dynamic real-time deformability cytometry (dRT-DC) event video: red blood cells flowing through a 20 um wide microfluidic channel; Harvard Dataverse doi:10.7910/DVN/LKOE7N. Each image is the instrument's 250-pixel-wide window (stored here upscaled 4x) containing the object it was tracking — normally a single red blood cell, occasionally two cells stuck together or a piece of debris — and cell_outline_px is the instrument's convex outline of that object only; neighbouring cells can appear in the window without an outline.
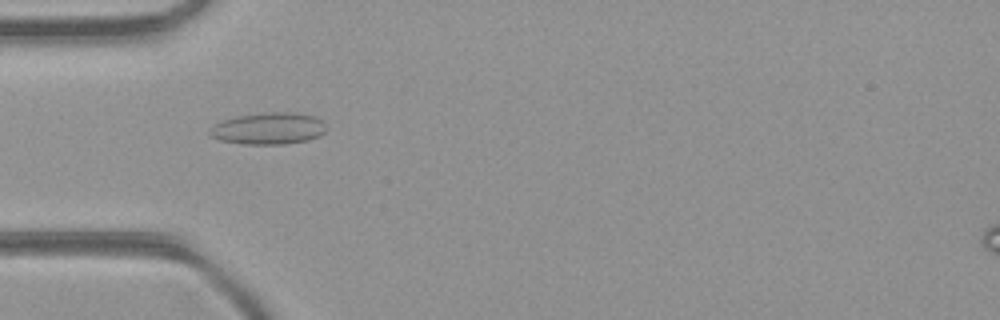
{"species": "common noctule bat (a hibernating species)", "species_latin": "Nyctalus noctula", "temperature_condition": "room temperature", "stored_images_in_passage": 38, "camera_frame_rate_fps": 3000, "um_per_image_px": 0.085, "animal": {"sex": "female", "body_mass_g": 21.9}, "frame": {"image": 1, "passage_image": 6, "time_ms": 1.667, "image_size_px": [1000, 320], "cell_outline_px": [[328, 128], [320, 136], [308, 140], [284, 144], [240, 144], [220, 140], [208, 136], [208, 132], [216, 124], [224, 120], [236, 116], [272, 112], [288, 112], [312, 116], [324, 120]], "centroid_in_image_um": [22.85, 10.93], "position_along_channel_um": 62.2, "area_um2": 21.62}}
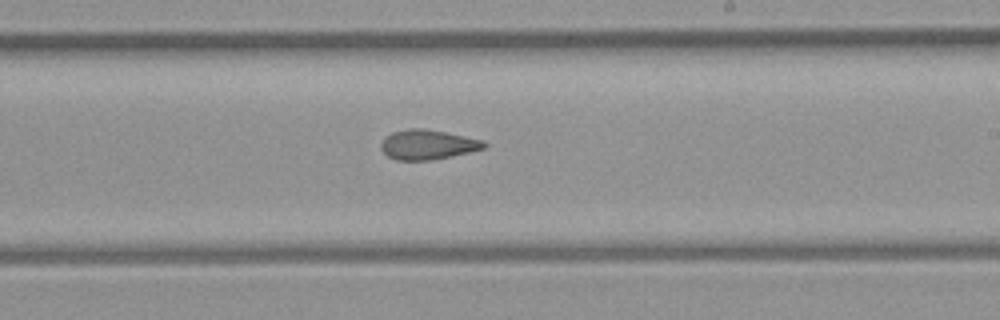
{"frame": {"image": 2, "passage_image": 19, "time_ms": 6.0, "image_size_px": [1000, 320], "cell_outline_px": [[488, 144], [484, 148], [468, 152], [432, 160], [396, 160], [388, 156], [380, 148], [380, 144], [392, 132], [408, 128], [424, 128], [484, 140]], "centroid_in_image_um": [36.35, 12.29], "position_along_channel_um": 252.7, "area_um2": 17.69}}
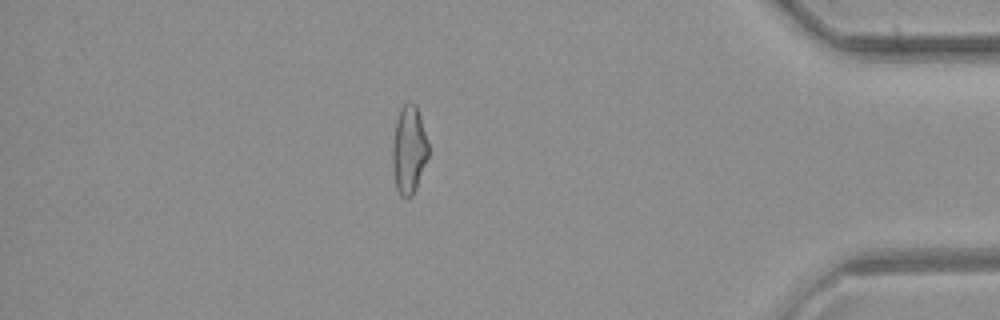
{"frame": {"image": 3, "passage_image": 32, "time_ms": 10.333, "image_size_px": [1000, 320], "cell_outline_px": [[428, 156], [416, 188], [412, 196], [408, 200], [400, 196], [396, 188], [392, 168], [392, 148], [396, 120], [400, 108], [408, 100], [412, 100], [416, 104], [420, 116], [428, 144]], "centroid_in_image_um": [34.74, 12.73], "position_along_channel_um": 400.5, "area_um2": 18.61}, "authors_computed_cell_mechanics": {"area_um2": 18.4382, "velocity_mm_per_s": 4.4108, "shape_relaxation_time_tau1_ms": null, "shape_relaxation_time_tau2_ms": 2.86, "deformation_change_tau1": null, "deformation_change_tau2": 0.1073}}